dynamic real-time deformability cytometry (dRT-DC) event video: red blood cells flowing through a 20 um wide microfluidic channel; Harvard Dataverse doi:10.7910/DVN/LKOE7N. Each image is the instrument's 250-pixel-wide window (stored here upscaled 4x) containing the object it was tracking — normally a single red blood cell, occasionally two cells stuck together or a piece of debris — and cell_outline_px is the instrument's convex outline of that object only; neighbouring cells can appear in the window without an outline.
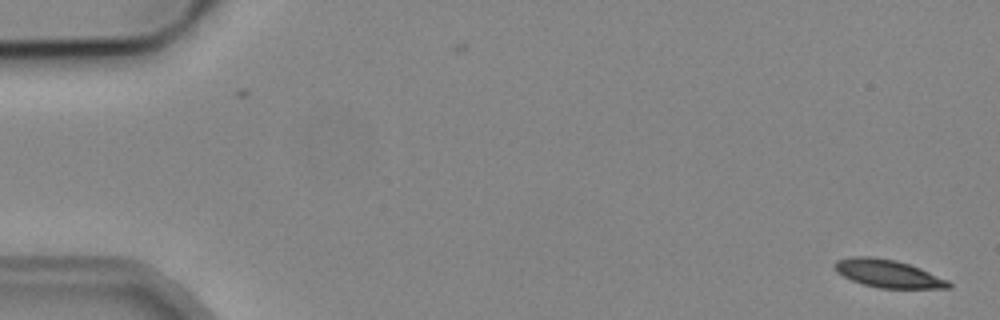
{"species": "common noctule bat (a hibernating species)", "species_latin": "Nyctalus noctula", "temperature_condition": "cold", "stored_images_in_passage": 2, "camera_frame_rate_fps": 3000, "um_per_image_px": 0.085, "animal": {"sex": "male", "body_mass_g": 19.2, "forearm_length_mm": 51.8}, "frame": {"image": 1, "passage_image": 2, "time_ms": 1.0, "image_size_px": [1000, 320], "cell_outline_px": [[952, 288], [880, 288], [864, 284], [852, 280], [836, 272], [832, 268], [832, 264], [836, 260], [852, 256], [872, 256], [896, 260], [920, 268], [948, 280], [952, 284]], "centroid_in_image_um": [75.44, 23.24], "position_along_channel_um": 9.6, "area_um2": 18.55}}